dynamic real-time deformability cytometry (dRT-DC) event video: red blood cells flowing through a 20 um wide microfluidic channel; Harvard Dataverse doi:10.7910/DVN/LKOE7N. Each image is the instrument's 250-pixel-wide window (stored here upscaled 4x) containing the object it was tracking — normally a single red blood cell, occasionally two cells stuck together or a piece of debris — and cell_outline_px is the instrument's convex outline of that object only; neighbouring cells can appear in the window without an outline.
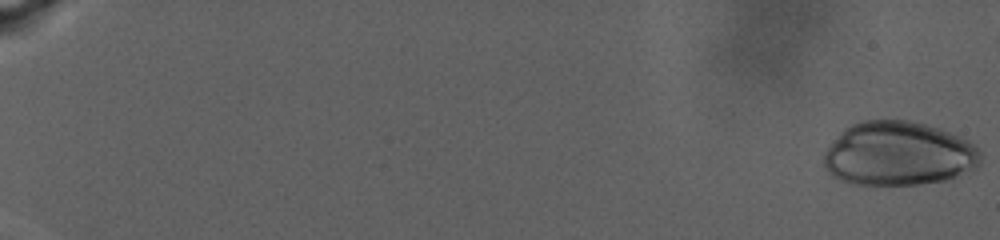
{"species": "human", "species_latin": "Homo sapiens", "temperature_condition": "warm", "stored_images_in_passage": 6, "camera_frame_rate_fps": 3000, "um_per_image_px": 0.085, "donor": {"sex": "male"}, "frame": {"image": 1, "passage_image": 6, "time_ms": 1.667, "image_size_px": [1000, 240], "cell_outline_px": [[980, 164], [976, 168], [956, 176], [944, 180], [920, 184], [852, 184], [840, 180], [832, 176], [824, 168], [824, 152], [840, 132], [844, 128], [852, 124], [864, 120], [908, 120], [924, 124], [948, 132], [968, 140], [980, 152]], "centroid_in_image_um": [76.34, 13.07], "position_along_channel_um": 8.7, "area_um2": 58.26}}